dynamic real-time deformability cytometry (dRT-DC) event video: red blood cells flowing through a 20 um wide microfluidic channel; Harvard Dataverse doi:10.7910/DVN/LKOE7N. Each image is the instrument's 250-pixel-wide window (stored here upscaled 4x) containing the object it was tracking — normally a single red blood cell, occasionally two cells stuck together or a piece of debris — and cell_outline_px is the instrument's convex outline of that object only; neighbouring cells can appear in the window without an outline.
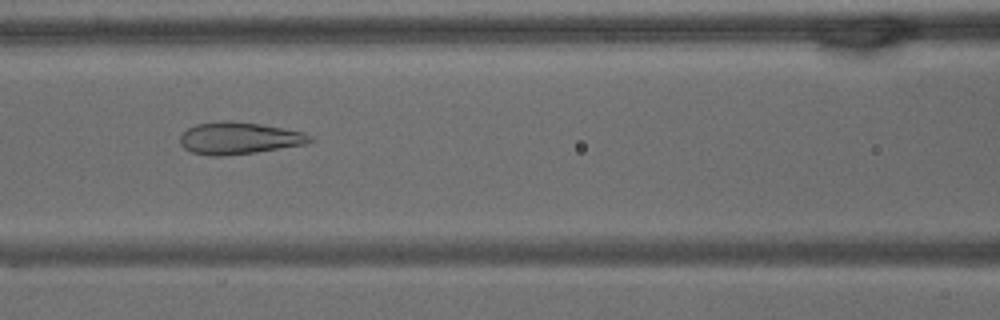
{"species": "common noctule bat (a hibernating species)", "species_latin": "Nyctalus noctula", "temperature_condition": "warm", "stored_images_in_passage": 64, "camera_frame_rate_fps": 3000, "um_per_image_px": 0.085, "animal": {"sex": "male", "body_mass_g": 15.6}, "frame": {"image": 1, "passage_image": 27, "time_ms": 8.667, "image_size_px": [1000, 320], "cell_outline_px": [[316, 140], [308, 144], [256, 152], [224, 156], [208, 156], [192, 152], [184, 148], [180, 144], [180, 136], [188, 128], [196, 124], [224, 120], [260, 124], [304, 132], [312, 136]], "centroid_in_image_um": [20.34, 11.75], "position_along_channel_um": 146.3, "area_um2": 24.39}}
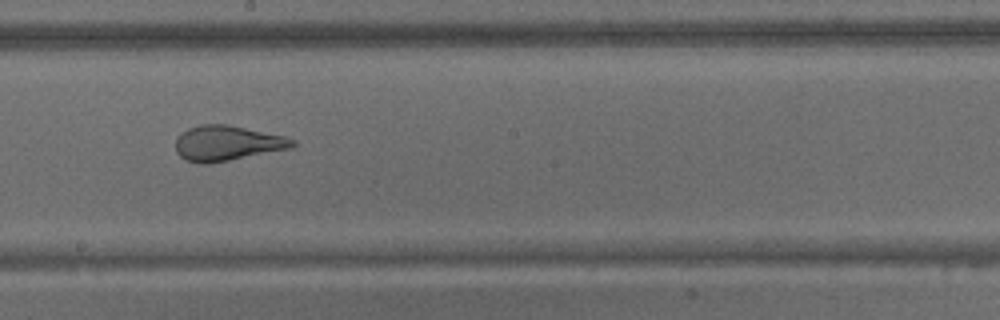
{"frame": {"image": 2, "passage_image": 35, "time_ms": 11.333, "image_size_px": [1000, 320], "cell_outline_px": [[296, 144], [292, 148], [208, 164], [200, 164], [184, 160], [176, 152], [176, 136], [188, 128], [200, 124], [224, 124], [284, 136], [296, 140]], "centroid_in_image_um": [19.27, 12.18], "position_along_channel_um": 228.9, "area_um2": 23.93}}
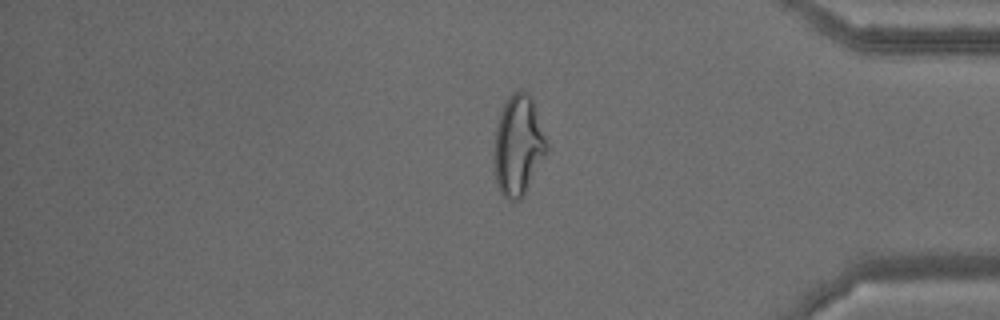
{"frame": {"image": 3, "passage_image": 53, "time_ms": 17.333, "image_size_px": [1000, 320], "cell_outline_px": [[548, 152], [520, 200], [508, 200], [500, 192], [496, 184], [492, 164], [496, 128], [500, 112], [508, 96], [512, 92], [520, 88], [528, 92], [532, 96], [548, 144]], "centroid_in_image_um": [44.04, 12.34], "position_along_channel_um": 391.2, "area_um2": 31.33}}